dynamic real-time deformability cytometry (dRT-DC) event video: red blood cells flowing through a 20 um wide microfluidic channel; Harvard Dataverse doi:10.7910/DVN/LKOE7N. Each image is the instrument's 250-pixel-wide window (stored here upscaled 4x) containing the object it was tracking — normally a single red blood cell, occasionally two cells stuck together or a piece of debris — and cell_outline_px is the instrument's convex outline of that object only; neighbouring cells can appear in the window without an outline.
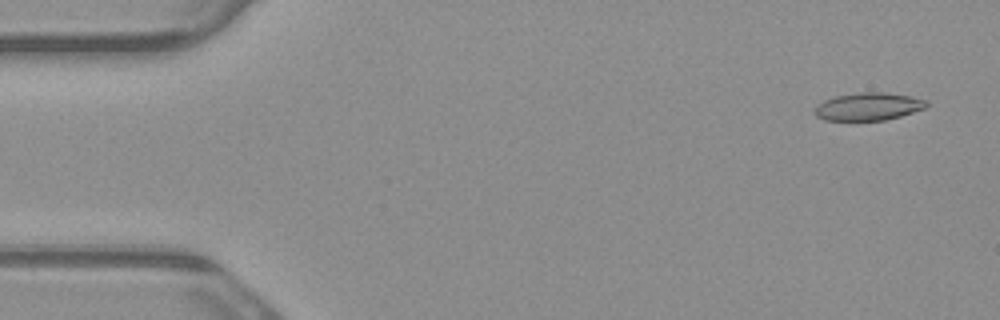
{"species": "common noctule bat (a hibernating species)", "species_latin": "Nyctalus noctula", "temperature_condition": "warm", "stored_images_in_passage": 4, "camera_frame_rate_fps": 3000, "um_per_image_px": 0.085, "animal": {"sex": "male", "body_mass_g": 23.1, "forearm_length_mm": 52.7}, "frame": {"image": 1, "passage_image": 1, "time_ms": 0.0, "image_size_px": [1000, 320], "cell_outline_px": [[928, 104], [924, 108], [900, 116], [884, 120], [824, 120], [816, 116], [812, 112], [812, 108], [816, 104], [824, 100], [836, 96], [860, 92], [884, 92], [912, 96], [928, 100]], "centroid_in_image_um": [73.76, 9.05], "position_along_channel_um": 11.2, "area_um2": 18.21}}